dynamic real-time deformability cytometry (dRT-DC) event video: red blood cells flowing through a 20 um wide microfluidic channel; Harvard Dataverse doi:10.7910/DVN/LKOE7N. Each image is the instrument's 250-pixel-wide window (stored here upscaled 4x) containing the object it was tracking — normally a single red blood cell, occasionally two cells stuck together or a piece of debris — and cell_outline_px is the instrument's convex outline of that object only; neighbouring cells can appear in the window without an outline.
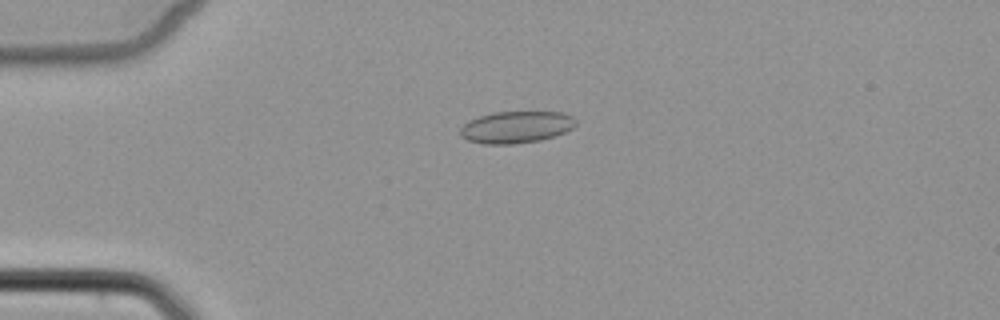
{"species": "common noctule bat (a hibernating species)", "species_latin": "Nyctalus noctula", "temperature_condition": "cold", "stored_images_in_passage": 4, "camera_frame_rate_fps": 3000, "um_per_image_px": 0.085, "animal": {"sex": "female", "body_mass_g": 22.7, "forearm_length_mm": 54.2}, "frame": {"image": 1, "passage_image": 3, "time_ms": 2.667, "image_size_px": [1000, 320], "cell_outline_px": [[576, 124], [572, 128], [556, 136], [540, 140], [512, 144], [484, 144], [468, 140], [460, 136], [460, 128], [468, 120], [492, 112], [564, 112], [572, 116], [576, 120]], "centroid_in_image_um": [43.87, 10.8], "position_along_channel_um": 41.1, "area_um2": 21.56}}